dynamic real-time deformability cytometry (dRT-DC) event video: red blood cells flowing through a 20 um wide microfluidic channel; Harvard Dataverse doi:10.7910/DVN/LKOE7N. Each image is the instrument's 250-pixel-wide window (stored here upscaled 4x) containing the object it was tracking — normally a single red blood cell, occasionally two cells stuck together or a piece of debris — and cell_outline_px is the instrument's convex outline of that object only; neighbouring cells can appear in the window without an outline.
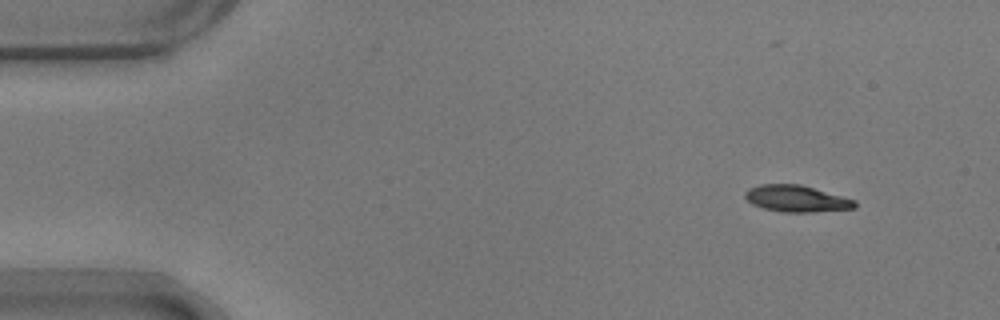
{"species": "common noctule bat (a hibernating species)", "species_latin": "Nyctalus noctula", "temperature_condition": "warm", "stored_images_in_passage": 50, "camera_frame_rate_fps": 3000, "um_per_image_px": 0.085, "animal": {"sex": "male", "body_mass_g": 17.9}, "frame": {"image": 1, "passage_image": 1, "time_ms": 0.0, "image_size_px": [1000, 320], "cell_outline_px": [[856, 208], [812, 212], [784, 212], [764, 208], [752, 204], [744, 196], [744, 192], [748, 188], [760, 184], [800, 184], [856, 200]], "centroid_in_image_um": [67.69, 16.88], "position_along_channel_um": 17.3, "area_um2": 16.94}}
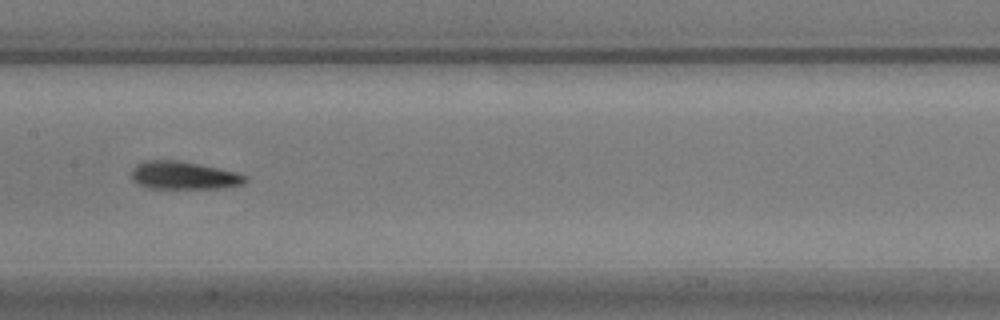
{"frame": {"image": 2, "passage_image": 23, "time_ms": 7.333, "image_size_px": [1000, 320], "cell_outline_px": [[248, 180], [244, 184], [220, 188], [148, 188], [136, 184], [132, 180], [132, 168], [136, 164], [144, 160], [180, 160], [200, 164], [236, 172], [248, 176]], "centroid_in_image_um": [15.6, 14.9], "position_along_channel_um": 191.8, "area_um2": 18.73}}
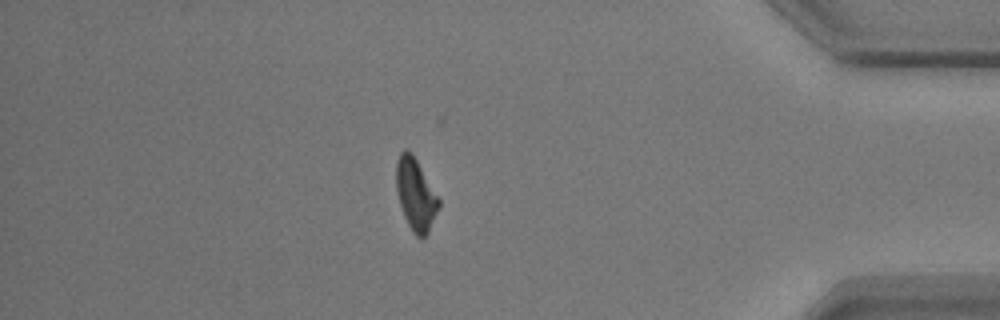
{"frame": {"image": 3, "passage_image": 43, "time_ms": 14.0, "image_size_px": [1000, 320], "cell_outline_px": [[440, 204], [428, 232], [420, 240], [412, 232], [404, 216], [400, 204], [396, 188], [396, 160], [400, 152], [404, 148], [408, 148], [412, 152], [440, 200]], "centroid_in_image_um": [35.31, 16.5], "position_along_channel_um": 399.9, "area_um2": 17.8}, "authors_computed_cell_mechanics": {"area_um2": 18.207, "velocity_mm_per_s": 3.6851, "shape_relaxation_time_tau1_ms": 3.7109, "shape_relaxation_time_tau2_ms": 1.8348, "deformation_change_tau1": 0.1445, "deformation_change_tau2": 0.0876}}